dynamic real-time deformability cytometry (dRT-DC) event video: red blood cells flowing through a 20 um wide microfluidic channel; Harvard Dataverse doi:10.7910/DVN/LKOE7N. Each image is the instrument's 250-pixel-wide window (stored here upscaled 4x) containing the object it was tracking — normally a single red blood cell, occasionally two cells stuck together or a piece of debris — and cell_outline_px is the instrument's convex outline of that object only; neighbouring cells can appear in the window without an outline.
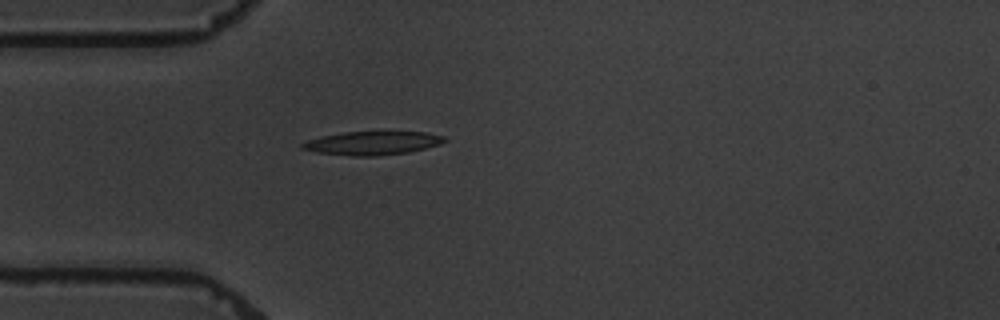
{"species": "common noctule bat (a hibernating species)", "species_latin": "Nyctalus noctula", "temperature_condition": "warm", "stored_images_in_passage": 1, "camera_frame_rate_fps": 3000, "um_per_image_px": 0.085, "animal": {"sex": "male", "body_mass_g": 19.5, "forearm_length_mm": 54.6}, "frame": {"image": 1, "passage_image": 1, "time_ms": 0.0, "image_size_px": [1000, 320], "cell_outline_px": [[448, 140], [440, 144], [408, 152], [376, 156], [352, 156], [316, 152], [300, 148], [300, 144], [308, 140], [320, 136], [344, 132], [424, 132], [444, 136]], "centroid_in_image_um": [31.63, 12.16], "position_along_channel_um": 53.4, "area_um2": 19.42}}